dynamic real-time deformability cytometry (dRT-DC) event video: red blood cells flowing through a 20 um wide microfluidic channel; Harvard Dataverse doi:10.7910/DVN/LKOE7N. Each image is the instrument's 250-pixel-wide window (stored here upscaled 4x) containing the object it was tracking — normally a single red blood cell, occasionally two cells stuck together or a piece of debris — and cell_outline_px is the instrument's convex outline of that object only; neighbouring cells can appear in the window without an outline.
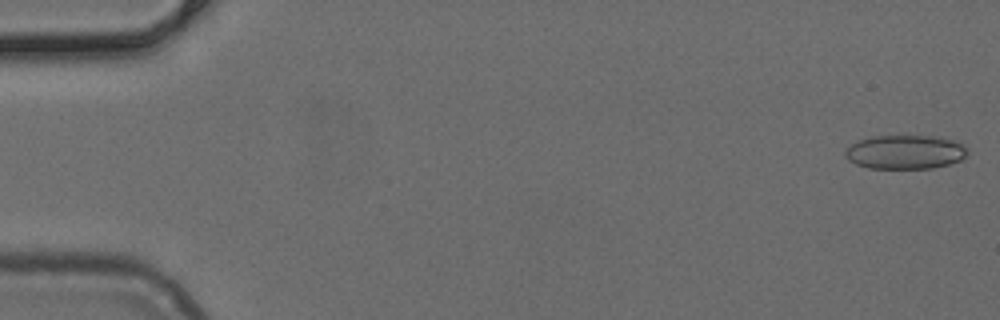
{"species": "common noctule bat (a hibernating species)", "species_latin": "Nyctalus noctula", "temperature_condition": "cold", "stored_images_in_passage": 50, "camera_frame_rate_fps": 3000, "um_per_image_px": 0.085, "animal": {"sex": "female", "body_mass_g": 24.6, "forearm_length_mm": 56.2}, "frame": {"image": 1, "passage_image": 1, "time_ms": 0.0, "image_size_px": [1000, 320], "cell_outline_px": [[968, 156], [960, 160], [948, 164], [932, 168], [868, 168], [856, 164], [848, 160], [844, 156], [844, 152], [852, 144], [860, 140], [872, 136], [940, 136], [956, 140], [964, 144], [968, 148]], "centroid_in_image_um": [76.99, 12.91], "position_along_channel_um": 8.0, "area_um2": 24.45}}
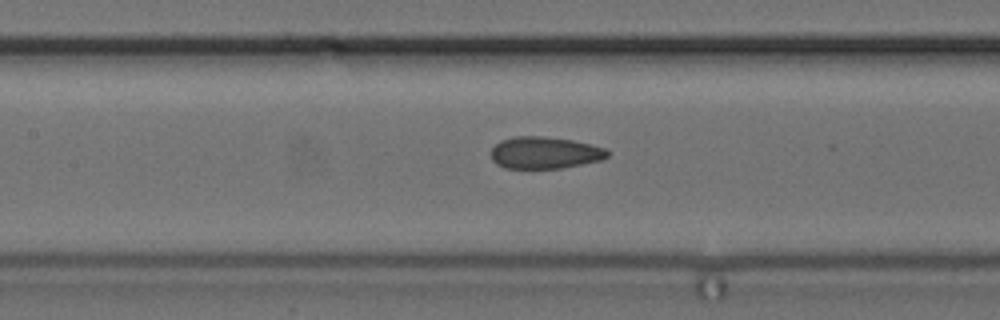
{"frame": {"image": 2, "passage_image": 23, "time_ms": 7.333, "image_size_px": [1000, 320], "cell_outline_px": [[608, 156], [600, 160], [560, 168], [504, 168], [496, 164], [492, 160], [492, 148], [500, 140], [512, 136], [544, 136], [572, 140], [604, 148], [608, 152]], "centroid_in_image_um": [46.24, 12.97], "position_along_channel_um": 161.2, "area_um2": 21.5}}
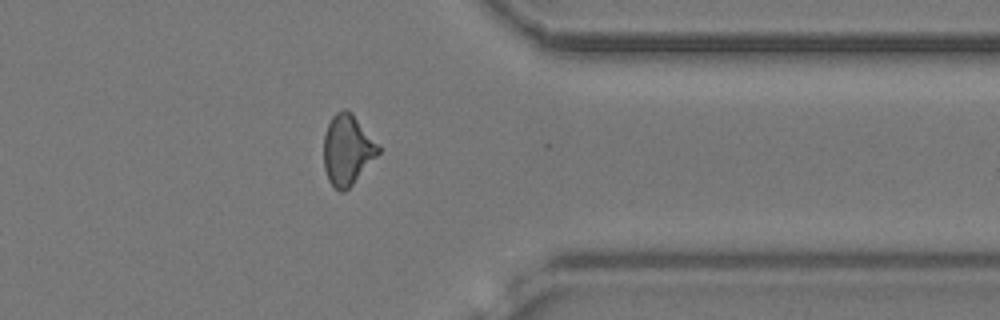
{"frame": {"image": 3, "passage_image": 40, "time_ms": 13.0, "image_size_px": [1000, 320], "cell_outline_px": [[380, 152], [352, 184], [344, 192], [340, 192], [328, 180], [324, 168], [324, 136], [328, 124], [332, 116], [336, 112], [344, 108], [352, 112], [380, 144]], "centroid_in_image_um": [29.54, 12.7], "position_along_channel_um": 381.9, "area_um2": 22.43}}